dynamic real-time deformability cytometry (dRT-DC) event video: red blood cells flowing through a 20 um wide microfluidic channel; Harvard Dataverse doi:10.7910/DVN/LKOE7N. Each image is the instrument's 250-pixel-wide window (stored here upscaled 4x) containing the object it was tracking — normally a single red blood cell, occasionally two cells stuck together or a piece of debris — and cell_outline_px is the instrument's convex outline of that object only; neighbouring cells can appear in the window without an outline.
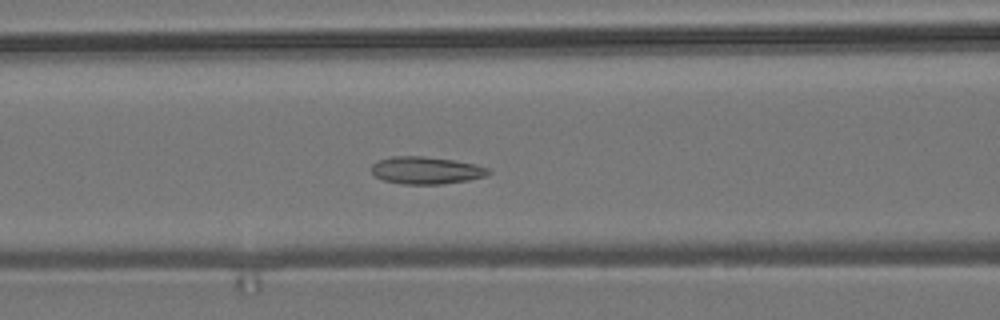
{"species": "common noctule bat (a hibernating species)", "species_latin": "Nyctalus noctula", "temperature_condition": "room temperature", "stored_images_in_passage": 40, "camera_frame_rate_fps": 3000, "um_per_image_px": 0.085, "animal": {"sex": "male", "body_mass_g": 19.2, "forearm_length_mm": 51.8}, "frame": {"image": 1, "passage_image": 7, "time_ms": 2.0, "image_size_px": [1000, 320], "cell_outline_px": [[492, 172], [488, 176], [468, 180], [440, 184], [404, 184], [384, 180], [376, 176], [372, 172], [372, 164], [380, 160], [392, 156], [424, 156], [452, 160], [476, 164], [488, 168]], "centroid_in_image_um": [36.26, 14.48], "position_along_channel_um": 130.3, "area_um2": 18.55}}
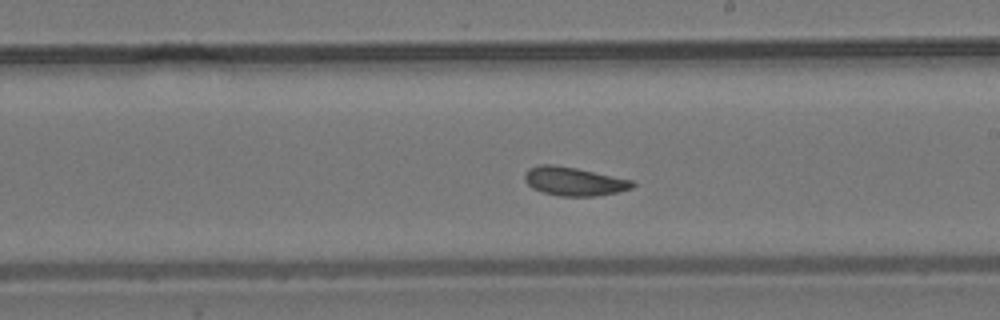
{"frame": {"image": 2, "passage_image": 16, "time_ms": 5.0, "image_size_px": [1000, 320], "cell_outline_px": [[636, 184], [632, 188], [620, 192], [596, 196], [560, 196], [544, 192], [532, 188], [524, 180], [524, 172], [528, 168], [540, 164], [552, 164], [576, 168], [632, 180]], "centroid_in_image_um": [48.78, 15.41], "position_along_channel_um": 240.2, "area_um2": 18.03}}
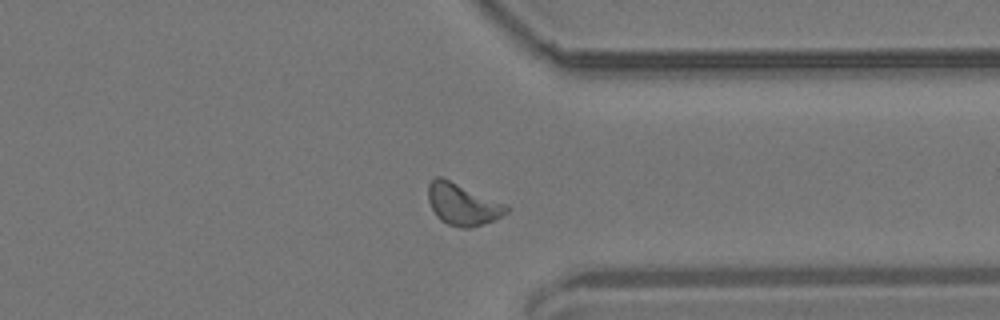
{"frame": {"image": 3, "passage_image": 27, "time_ms": 8.667, "image_size_px": [1000, 320], "cell_outline_px": [[508, 212], [492, 220], [468, 228], [460, 228], [448, 224], [440, 220], [436, 216], [428, 200], [428, 184], [436, 176], [440, 176], [504, 204], [508, 208]], "centroid_in_image_um": [39.26, 17.37], "position_along_channel_um": 372.1, "area_um2": 18.44}, "authors_computed_cell_mechanics": {"area_um2": 17.8602, "velocity_mm_per_s": 3.6689, "shape_relaxation_time_tau1_ms": 9.658, "shape_relaxation_time_tau2_ms": 10.7205, "deformation_change_tau1": 0.1274, "deformation_change_tau2": 0.1801}}